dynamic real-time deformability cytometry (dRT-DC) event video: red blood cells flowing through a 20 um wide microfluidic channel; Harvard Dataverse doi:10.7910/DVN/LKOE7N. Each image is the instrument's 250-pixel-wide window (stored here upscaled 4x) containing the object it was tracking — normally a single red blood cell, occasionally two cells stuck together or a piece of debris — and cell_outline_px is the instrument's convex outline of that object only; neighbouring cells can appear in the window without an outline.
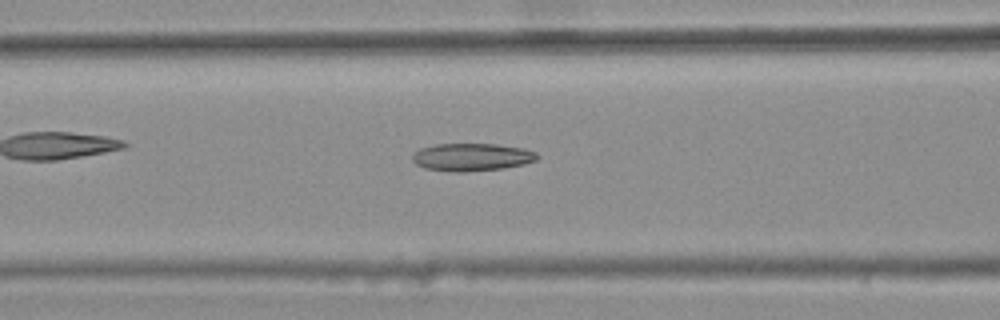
{"species": "common noctule bat (a hibernating species)", "species_latin": "Nyctalus noctula", "temperature_condition": "warm", "stored_images_in_passage": 46, "camera_frame_rate_fps": 3000, "um_per_image_px": 0.085, "animal": {"sex": "female", "body_mass_g": 25.1}, "frame": {"image": 1, "passage_image": 21, "time_ms": 6.667, "image_size_px": [1000, 320], "cell_outline_px": [[540, 156], [536, 160], [524, 164], [504, 168], [464, 172], [456, 172], [424, 168], [416, 164], [412, 160], [412, 156], [420, 148], [436, 144], [496, 144], [524, 148], [536, 152]], "centroid_in_image_um": [40.12, 13.35], "position_along_channel_um": 126.5, "area_um2": 20.17}}
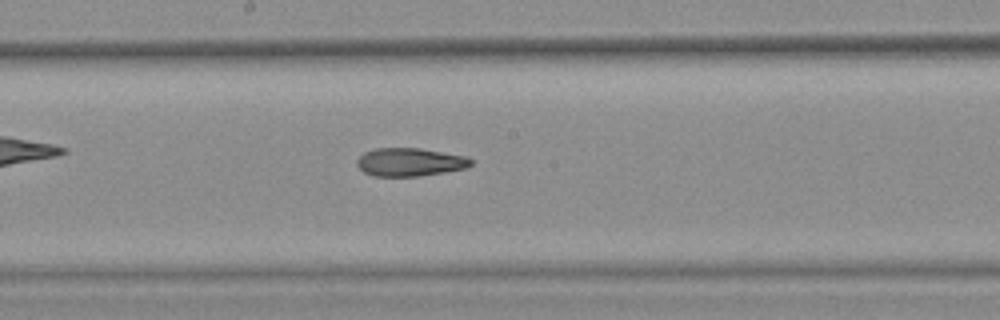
{"frame": {"image": 2, "passage_image": 28, "time_ms": 9.0, "image_size_px": [1000, 320], "cell_outline_px": [[472, 164], [468, 168], [420, 176], [372, 176], [364, 172], [356, 164], [356, 160], [364, 152], [376, 148], [420, 148], [468, 156], [472, 160]], "centroid_in_image_um": [34.86, 13.77], "position_along_channel_um": 213.3, "area_um2": 18.9}}
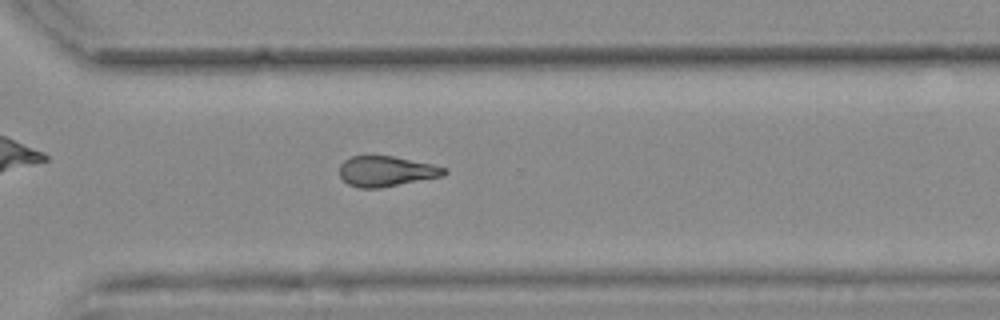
{"frame": {"image": 3, "passage_image": 38, "time_ms": 12.333, "image_size_px": [1000, 320], "cell_outline_px": [[448, 172], [444, 176], [380, 188], [360, 188], [348, 184], [340, 176], [340, 164], [344, 160], [352, 156], [392, 156], [432, 164], [448, 168]], "centroid_in_image_um": [32.86, 14.56], "position_along_channel_um": 337.7, "area_um2": 18.55}, "authors_computed_cell_mechanics": {"area_um2": 19.8254, "velocity_mm_per_s": 3.7321, "shape_relaxation_time_tau1_ms": null, "shape_relaxation_time_tau2_ms": 7.8249, "deformation_change_tau1": null, "deformation_change_tau2": 0.209}}